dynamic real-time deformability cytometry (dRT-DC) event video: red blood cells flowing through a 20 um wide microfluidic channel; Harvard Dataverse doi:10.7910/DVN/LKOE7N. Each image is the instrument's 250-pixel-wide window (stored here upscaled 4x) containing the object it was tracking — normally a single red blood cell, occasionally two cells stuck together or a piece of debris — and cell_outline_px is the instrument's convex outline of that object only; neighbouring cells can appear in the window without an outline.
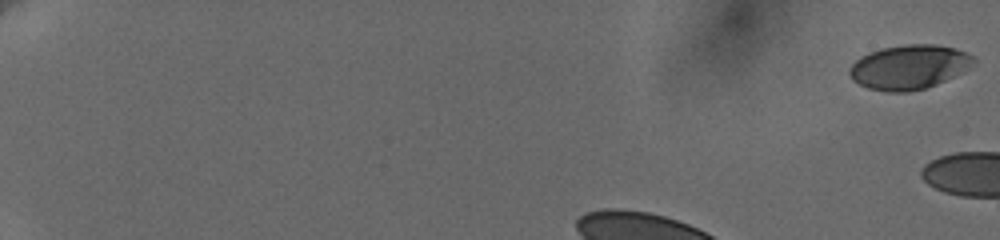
{"species": "human", "species_latin": "Homo sapiens", "temperature_condition": "cold", "stored_images_in_passage": 5, "camera_frame_rate_fps": 3000, "um_per_image_px": 0.085, "donor": {"sex": "female"}, "frame": {"image": 1, "passage_image": 1, "time_ms": 0.0, "image_size_px": [1000, 240], "cell_outline_px": [[976, 60], [964, 72], [936, 84], [924, 88], [908, 92], [888, 92], [868, 88], [852, 80], [848, 72], [848, 68], [860, 56], [884, 48], [908, 44], [932, 44], [952, 48], [964, 52], [972, 56]], "centroid_in_image_um": [77.25, 5.71], "position_along_channel_um": 7.8, "area_um2": 31.79}}
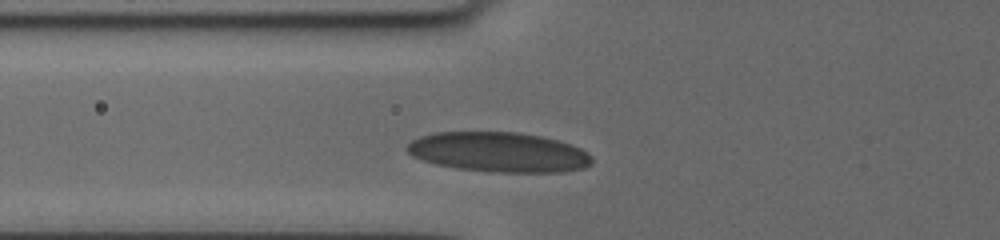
{"frame": {"image": 2, "passage_image": 5, "time_ms": 4.667, "image_size_px": [1000, 240], "cell_outline_px": [[592, 164], [584, 168], [564, 172], [492, 172], [456, 168], [436, 164], [412, 156], [404, 148], [412, 140], [420, 136], [436, 132], [516, 132], [540, 136], [572, 144], [588, 152], [592, 156]], "centroid_in_image_um": [42.41, 12.93], "position_along_channel_um": 83.4, "area_um2": 43.12}}